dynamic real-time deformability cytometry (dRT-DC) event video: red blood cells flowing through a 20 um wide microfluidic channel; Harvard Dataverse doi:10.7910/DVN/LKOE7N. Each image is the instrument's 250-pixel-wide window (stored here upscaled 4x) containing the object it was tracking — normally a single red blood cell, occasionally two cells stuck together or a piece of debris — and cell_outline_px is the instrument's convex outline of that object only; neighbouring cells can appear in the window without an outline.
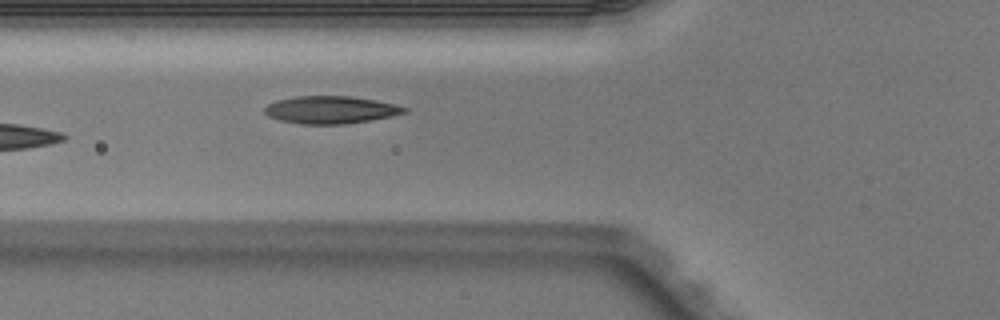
{"species": "Egyptian fruit bat (a non-hibernating species)", "species_latin": "Rousettus aegyptiacus", "temperature_condition": "warm", "stored_images_in_passage": 5, "camera_frame_rate_fps": 3000, "um_per_image_px": 0.085, "animal": {"sex": "male"}, "frame": {"image": 1, "passage_image": 5, "time_ms": 1.333, "image_size_px": [1000, 320], "cell_outline_px": [[408, 112], [368, 120], [344, 124], [300, 124], [280, 120], [268, 116], [264, 112], [264, 108], [268, 104], [276, 100], [296, 96], [352, 96], [376, 100], [408, 108]], "centroid_in_image_um": [28.06, 9.33], "position_along_channel_um": 97.7, "area_um2": 22.25}}